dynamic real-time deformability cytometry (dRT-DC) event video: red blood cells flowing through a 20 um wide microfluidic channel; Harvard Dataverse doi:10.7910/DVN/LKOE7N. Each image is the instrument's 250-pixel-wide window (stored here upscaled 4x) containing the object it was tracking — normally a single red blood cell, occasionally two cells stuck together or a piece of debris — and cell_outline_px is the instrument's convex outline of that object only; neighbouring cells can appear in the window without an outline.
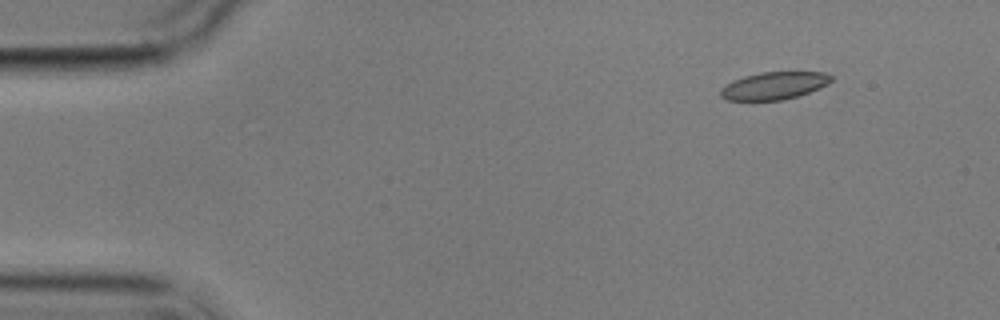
{"species": "common noctule bat (a hibernating species)", "species_latin": "Nyctalus noctula", "temperature_condition": "cold", "stored_images_in_passage": 4, "camera_frame_rate_fps": 3000, "um_per_image_px": 0.085, "animal": {"sex": "male", "body_mass_g": 17.9}, "frame": {"image": 1, "passage_image": 2, "time_ms": 1.333, "image_size_px": [1000, 320], "cell_outline_px": [[832, 80], [828, 84], [820, 88], [784, 100], [728, 100], [720, 96], [720, 88], [732, 80], [744, 76], [760, 72], [824, 72], [832, 76]], "centroid_in_image_um": [65.78, 7.28], "position_along_channel_um": 19.2, "area_um2": 17.74}}
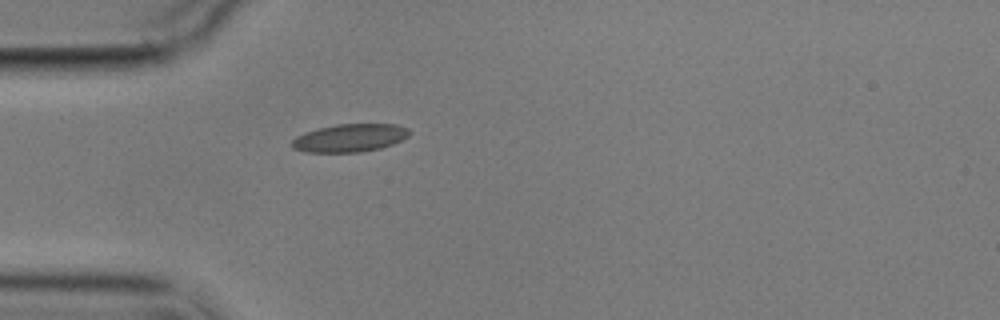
{"frame": {"image": 2, "passage_image": 4, "time_ms": 4.667, "image_size_px": [1000, 320], "cell_outline_px": [[412, 132], [408, 136], [392, 144], [380, 148], [360, 152], [304, 152], [292, 148], [292, 140], [296, 136], [304, 132], [336, 124], [396, 124], [408, 128]], "centroid_in_image_um": [29.73, 11.72], "position_along_channel_um": 55.3, "area_um2": 19.13}}